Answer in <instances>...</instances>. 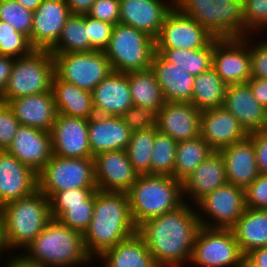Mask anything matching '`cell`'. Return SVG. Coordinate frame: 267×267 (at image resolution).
<instances>
[{
  "instance_id": "1",
  "label": "cell",
  "mask_w": 267,
  "mask_h": 267,
  "mask_svg": "<svg viewBox=\"0 0 267 267\" xmlns=\"http://www.w3.org/2000/svg\"><path fill=\"white\" fill-rule=\"evenodd\" d=\"M200 228L196 206L184 202L173 211L147 219L137 232L158 267H186Z\"/></svg>"
},
{
  "instance_id": "2",
  "label": "cell",
  "mask_w": 267,
  "mask_h": 267,
  "mask_svg": "<svg viewBox=\"0 0 267 267\" xmlns=\"http://www.w3.org/2000/svg\"><path fill=\"white\" fill-rule=\"evenodd\" d=\"M137 232L126 192H95L94 214L83 234L88 255L95 261L104 251Z\"/></svg>"
},
{
  "instance_id": "3",
  "label": "cell",
  "mask_w": 267,
  "mask_h": 267,
  "mask_svg": "<svg viewBox=\"0 0 267 267\" xmlns=\"http://www.w3.org/2000/svg\"><path fill=\"white\" fill-rule=\"evenodd\" d=\"M17 256L36 267H86L93 259L86 252L83 234L52 219Z\"/></svg>"
},
{
  "instance_id": "4",
  "label": "cell",
  "mask_w": 267,
  "mask_h": 267,
  "mask_svg": "<svg viewBox=\"0 0 267 267\" xmlns=\"http://www.w3.org/2000/svg\"><path fill=\"white\" fill-rule=\"evenodd\" d=\"M4 243L12 256L24 250L52 220L49 198L39 189L0 208ZM15 253V254H14Z\"/></svg>"
},
{
  "instance_id": "5",
  "label": "cell",
  "mask_w": 267,
  "mask_h": 267,
  "mask_svg": "<svg viewBox=\"0 0 267 267\" xmlns=\"http://www.w3.org/2000/svg\"><path fill=\"white\" fill-rule=\"evenodd\" d=\"M134 224L177 209L184 203L182 182L168 175H138L126 192Z\"/></svg>"
},
{
  "instance_id": "6",
  "label": "cell",
  "mask_w": 267,
  "mask_h": 267,
  "mask_svg": "<svg viewBox=\"0 0 267 267\" xmlns=\"http://www.w3.org/2000/svg\"><path fill=\"white\" fill-rule=\"evenodd\" d=\"M175 6L217 39L244 37L241 0H175Z\"/></svg>"
},
{
  "instance_id": "7",
  "label": "cell",
  "mask_w": 267,
  "mask_h": 267,
  "mask_svg": "<svg viewBox=\"0 0 267 267\" xmlns=\"http://www.w3.org/2000/svg\"><path fill=\"white\" fill-rule=\"evenodd\" d=\"M54 75V58L49 50L34 49L26 56L15 58L0 102L6 104L19 97L49 92Z\"/></svg>"
},
{
  "instance_id": "8",
  "label": "cell",
  "mask_w": 267,
  "mask_h": 267,
  "mask_svg": "<svg viewBox=\"0 0 267 267\" xmlns=\"http://www.w3.org/2000/svg\"><path fill=\"white\" fill-rule=\"evenodd\" d=\"M104 52L115 72L144 71L151 69L155 40L141 30L118 23Z\"/></svg>"
},
{
  "instance_id": "9",
  "label": "cell",
  "mask_w": 267,
  "mask_h": 267,
  "mask_svg": "<svg viewBox=\"0 0 267 267\" xmlns=\"http://www.w3.org/2000/svg\"><path fill=\"white\" fill-rule=\"evenodd\" d=\"M97 188L94 157L63 158L52 155L38 173V189L49 199L57 192Z\"/></svg>"
},
{
  "instance_id": "10",
  "label": "cell",
  "mask_w": 267,
  "mask_h": 267,
  "mask_svg": "<svg viewBox=\"0 0 267 267\" xmlns=\"http://www.w3.org/2000/svg\"><path fill=\"white\" fill-rule=\"evenodd\" d=\"M244 258L231 229L201 226L189 262L194 267H244Z\"/></svg>"
},
{
  "instance_id": "11",
  "label": "cell",
  "mask_w": 267,
  "mask_h": 267,
  "mask_svg": "<svg viewBox=\"0 0 267 267\" xmlns=\"http://www.w3.org/2000/svg\"><path fill=\"white\" fill-rule=\"evenodd\" d=\"M51 54L59 79L90 92L113 72L104 51Z\"/></svg>"
},
{
  "instance_id": "12",
  "label": "cell",
  "mask_w": 267,
  "mask_h": 267,
  "mask_svg": "<svg viewBox=\"0 0 267 267\" xmlns=\"http://www.w3.org/2000/svg\"><path fill=\"white\" fill-rule=\"evenodd\" d=\"M195 206L201 226L231 229L246 208L245 189L227 183L207 194Z\"/></svg>"
},
{
  "instance_id": "13",
  "label": "cell",
  "mask_w": 267,
  "mask_h": 267,
  "mask_svg": "<svg viewBox=\"0 0 267 267\" xmlns=\"http://www.w3.org/2000/svg\"><path fill=\"white\" fill-rule=\"evenodd\" d=\"M212 68L228 86L251 79L250 35L213 40Z\"/></svg>"
},
{
  "instance_id": "14",
  "label": "cell",
  "mask_w": 267,
  "mask_h": 267,
  "mask_svg": "<svg viewBox=\"0 0 267 267\" xmlns=\"http://www.w3.org/2000/svg\"><path fill=\"white\" fill-rule=\"evenodd\" d=\"M214 39L196 20L174 6L164 19L160 34L155 39V48L199 50Z\"/></svg>"
},
{
  "instance_id": "15",
  "label": "cell",
  "mask_w": 267,
  "mask_h": 267,
  "mask_svg": "<svg viewBox=\"0 0 267 267\" xmlns=\"http://www.w3.org/2000/svg\"><path fill=\"white\" fill-rule=\"evenodd\" d=\"M89 120L57 113L51 133L52 153L63 158L93 157L88 135Z\"/></svg>"
},
{
  "instance_id": "16",
  "label": "cell",
  "mask_w": 267,
  "mask_h": 267,
  "mask_svg": "<svg viewBox=\"0 0 267 267\" xmlns=\"http://www.w3.org/2000/svg\"><path fill=\"white\" fill-rule=\"evenodd\" d=\"M97 189L127 192L138 177L126 150L101 152L94 156Z\"/></svg>"
},
{
  "instance_id": "17",
  "label": "cell",
  "mask_w": 267,
  "mask_h": 267,
  "mask_svg": "<svg viewBox=\"0 0 267 267\" xmlns=\"http://www.w3.org/2000/svg\"><path fill=\"white\" fill-rule=\"evenodd\" d=\"M119 23L158 37L166 15L175 6V0H119Z\"/></svg>"
},
{
  "instance_id": "18",
  "label": "cell",
  "mask_w": 267,
  "mask_h": 267,
  "mask_svg": "<svg viewBox=\"0 0 267 267\" xmlns=\"http://www.w3.org/2000/svg\"><path fill=\"white\" fill-rule=\"evenodd\" d=\"M70 15L66 0H44L33 14L31 46L50 50L61 36Z\"/></svg>"
},
{
  "instance_id": "19",
  "label": "cell",
  "mask_w": 267,
  "mask_h": 267,
  "mask_svg": "<svg viewBox=\"0 0 267 267\" xmlns=\"http://www.w3.org/2000/svg\"><path fill=\"white\" fill-rule=\"evenodd\" d=\"M227 183L223 156L213 151L182 181L184 202L195 206L207 194Z\"/></svg>"
},
{
  "instance_id": "20",
  "label": "cell",
  "mask_w": 267,
  "mask_h": 267,
  "mask_svg": "<svg viewBox=\"0 0 267 267\" xmlns=\"http://www.w3.org/2000/svg\"><path fill=\"white\" fill-rule=\"evenodd\" d=\"M6 152L38 174L53 155L51 133L20 125Z\"/></svg>"
},
{
  "instance_id": "21",
  "label": "cell",
  "mask_w": 267,
  "mask_h": 267,
  "mask_svg": "<svg viewBox=\"0 0 267 267\" xmlns=\"http://www.w3.org/2000/svg\"><path fill=\"white\" fill-rule=\"evenodd\" d=\"M156 128L176 142L197 138L201 130V111L190 102H165L159 110Z\"/></svg>"
},
{
  "instance_id": "22",
  "label": "cell",
  "mask_w": 267,
  "mask_h": 267,
  "mask_svg": "<svg viewBox=\"0 0 267 267\" xmlns=\"http://www.w3.org/2000/svg\"><path fill=\"white\" fill-rule=\"evenodd\" d=\"M38 189V174L16 157L0 151V208Z\"/></svg>"
},
{
  "instance_id": "23",
  "label": "cell",
  "mask_w": 267,
  "mask_h": 267,
  "mask_svg": "<svg viewBox=\"0 0 267 267\" xmlns=\"http://www.w3.org/2000/svg\"><path fill=\"white\" fill-rule=\"evenodd\" d=\"M223 107L247 133L267 129V110L254 98L248 83L228 85Z\"/></svg>"
},
{
  "instance_id": "24",
  "label": "cell",
  "mask_w": 267,
  "mask_h": 267,
  "mask_svg": "<svg viewBox=\"0 0 267 267\" xmlns=\"http://www.w3.org/2000/svg\"><path fill=\"white\" fill-rule=\"evenodd\" d=\"M200 136L214 151L244 140L248 133L224 107L201 111Z\"/></svg>"
},
{
  "instance_id": "25",
  "label": "cell",
  "mask_w": 267,
  "mask_h": 267,
  "mask_svg": "<svg viewBox=\"0 0 267 267\" xmlns=\"http://www.w3.org/2000/svg\"><path fill=\"white\" fill-rule=\"evenodd\" d=\"M96 115L121 116L133 106L127 73L113 71L92 91Z\"/></svg>"
},
{
  "instance_id": "26",
  "label": "cell",
  "mask_w": 267,
  "mask_h": 267,
  "mask_svg": "<svg viewBox=\"0 0 267 267\" xmlns=\"http://www.w3.org/2000/svg\"><path fill=\"white\" fill-rule=\"evenodd\" d=\"M131 133L121 116L95 114L88 123L92 156L106 151L126 150Z\"/></svg>"
},
{
  "instance_id": "27",
  "label": "cell",
  "mask_w": 267,
  "mask_h": 267,
  "mask_svg": "<svg viewBox=\"0 0 267 267\" xmlns=\"http://www.w3.org/2000/svg\"><path fill=\"white\" fill-rule=\"evenodd\" d=\"M219 152L225 161L229 184L245 189L259 176L255 149L249 136L222 148Z\"/></svg>"
},
{
  "instance_id": "28",
  "label": "cell",
  "mask_w": 267,
  "mask_h": 267,
  "mask_svg": "<svg viewBox=\"0 0 267 267\" xmlns=\"http://www.w3.org/2000/svg\"><path fill=\"white\" fill-rule=\"evenodd\" d=\"M151 70L155 73L165 102H191L195 76L155 52Z\"/></svg>"
},
{
  "instance_id": "29",
  "label": "cell",
  "mask_w": 267,
  "mask_h": 267,
  "mask_svg": "<svg viewBox=\"0 0 267 267\" xmlns=\"http://www.w3.org/2000/svg\"><path fill=\"white\" fill-rule=\"evenodd\" d=\"M21 125L50 132L56 119L57 110L53 93H40L19 97L6 103Z\"/></svg>"
},
{
  "instance_id": "30",
  "label": "cell",
  "mask_w": 267,
  "mask_h": 267,
  "mask_svg": "<svg viewBox=\"0 0 267 267\" xmlns=\"http://www.w3.org/2000/svg\"><path fill=\"white\" fill-rule=\"evenodd\" d=\"M98 260L100 267H158L138 232L104 251L95 262Z\"/></svg>"
},
{
  "instance_id": "31",
  "label": "cell",
  "mask_w": 267,
  "mask_h": 267,
  "mask_svg": "<svg viewBox=\"0 0 267 267\" xmlns=\"http://www.w3.org/2000/svg\"><path fill=\"white\" fill-rule=\"evenodd\" d=\"M51 91L57 113L89 120L95 115L92 92L53 76Z\"/></svg>"
},
{
  "instance_id": "32",
  "label": "cell",
  "mask_w": 267,
  "mask_h": 267,
  "mask_svg": "<svg viewBox=\"0 0 267 267\" xmlns=\"http://www.w3.org/2000/svg\"><path fill=\"white\" fill-rule=\"evenodd\" d=\"M242 254L267 247V209L245 208L231 228Z\"/></svg>"
},
{
  "instance_id": "33",
  "label": "cell",
  "mask_w": 267,
  "mask_h": 267,
  "mask_svg": "<svg viewBox=\"0 0 267 267\" xmlns=\"http://www.w3.org/2000/svg\"><path fill=\"white\" fill-rule=\"evenodd\" d=\"M227 85L211 67L195 76L191 102L198 110L223 107Z\"/></svg>"
},
{
  "instance_id": "34",
  "label": "cell",
  "mask_w": 267,
  "mask_h": 267,
  "mask_svg": "<svg viewBox=\"0 0 267 267\" xmlns=\"http://www.w3.org/2000/svg\"><path fill=\"white\" fill-rule=\"evenodd\" d=\"M131 89L132 102L135 106L160 110L165 101L155 73L151 70L127 73Z\"/></svg>"
},
{
  "instance_id": "35",
  "label": "cell",
  "mask_w": 267,
  "mask_h": 267,
  "mask_svg": "<svg viewBox=\"0 0 267 267\" xmlns=\"http://www.w3.org/2000/svg\"><path fill=\"white\" fill-rule=\"evenodd\" d=\"M213 151L201 136L177 142L174 178L182 182Z\"/></svg>"
},
{
  "instance_id": "36",
  "label": "cell",
  "mask_w": 267,
  "mask_h": 267,
  "mask_svg": "<svg viewBox=\"0 0 267 267\" xmlns=\"http://www.w3.org/2000/svg\"><path fill=\"white\" fill-rule=\"evenodd\" d=\"M49 51L51 53L91 52L85 15L71 14L62 29L61 36Z\"/></svg>"
},
{
  "instance_id": "37",
  "label": "cell",
  "mask_w": 267,
  "mask_h": 267,
  "mask_svg": "<svg viewBox=\"0 0 267 267\" xmlns=\"http://www.w3.org/2000/svg\"><path fill=\"white\" fill-rule=\"evenodd\" d=\"M167 61L185 69L193 76L200 75L212 67L213 41L205 48L190 49H156Z\"/></svg>"
},
{
  "instance_id": "38",
  "label": "cell",
  "mask_w": 267,
  "mask_h": 267,
  "mask_svg": "<svg viewBox=\"0 0 267 267\" xmlns=\"http://www.w3.org/2000/svg\"><path fill=\"white\" fill-rule=\"evenodd\" d=\"M94 204L95 193L83 204L50 205L52 219L84 234L92 220Z\"/></svg>"
},
{
  "instance_id": "39",
  "label": "cell",
  "mask_w": 267,
  "mask_h": 267,
  "mask_svg": "<svg viewBox=\"0 0 267 267\" xmlns=\"http://www.w3.org/2000/svg\"><path fill=\"white\" fill-rule=\"evenodd\" d=\"M155 139V127L131 133L127 146L129 161L139 175H150L151 154Z\"/></svg>"
},
{
  "instance_id": "40",
  "label": "cell",
  "mask_w": 267,
  "mask_h": 267,
  "mask_svg": "<svg viewBox=\"0 0 267 267\" xmlns=\"http://www.w3.org/2000/svg\"><path fill=\"white\" fill-rule=\"evenodd\" d=\"M176 146L177 142L172 137L162 134L155 127L150 175H168L174 177Z\"/></svg>"
},
{
  "instance_id": "41",
  "label": "cell",
  "mask_w": 267,
  "mask_h": 267,
  "mask_svg": "<svg viewBox=\"0 0 267 267\" xmlns=\"http://www.w3.org/2000/svg\"><path fill=\"white\" fill-rule=\"evenodd\" d=\"M33 50L26 35L9 23L0 21V55L18 58L30 54Z\"/></svg>"
},
{
  "instance_id": "42",
  "label": "cell",
  "mask_w": 267,
  "mask_h": 267,
  "mask_svg": "<svg viewBox=\"0 0 267 267\" xmlns=\"http://www.w3.org/2000/svg\"><path fill=\"white\" fill-rule=\"evenodd\" d=\"M34 11L24 8L15 0H0V21H5L17 31L29 38L31 44V32Z\"/></svg>"
},
{
  "instance_id": "43",
  "label": "cell",
  "mask_w": 267,
  "mask_h": 267,
  "mask_svg": "<svg viewBox=\"0 0 267 267\" xmlns=\"http://www.w3.org/2000/svg\"><path fill=\"white\" fill-rule=\"evenodd\" d=\"M244 37L267 33V0H245L242 2Z\"/></svg>"
},
{
  "instance_id": "44",
  "label": "cell",
  "mask_w": 267,
  "mask_h": 267,
  "mask_svg": "<svg viewBox=\"0 0 267 267\" xmlns=\"http://www.w3.org/2000/svg\"><path fill=\"white\" fill-rule=\"evenodd\" d=\"M159 111L152 108L131 106L121 117L131 132L157 127Z\"/></svg>"
},
{
  "instance_id": "45",
  "label": "cell",
  "mask_w": 267,
  "mask_h": 267,
  "mask_svg": "<svg viewBox=\"0 0 267 267\" xmlns=\"http://www.w3.org/2000/svg\"><path fill=\"white\" fill-rule=\"evenodd\" d=\"M91 51H105L109 45L114 25L85 15Z\"/></svg>"
},
{
  "instance_id": "46",
  "label": "cell",
  "mask_w": 267,
  "mask_h": 267,
  "mask_svg": "<svg viewBox=\"0 0 267 267\" xmlns=\"http://www.w3.org/2000/svg\"><path fill=\"white\" fill-rule=\"evenodd\" d=\"M256 36L261 34L250 35L251 78L267 79V34H262L263 39Z\"/></svg>"
},
{
  "instance_id": "47",
  "label": "cell",
  "mask_w": 267,
  "mask_h": 267,
  "mask_svg": "<svg viewBox=\"0 0 267 267\" xmlns=\"http://www.w3.org/2000/svg\"><path fill=\"white\" fill-rule=\"evenodd\" d=\"M20 125L9 106L0 102V151L9 148Z\"/></svg>"
},
{
  "instance_id": "48",
  "label": "cell",
  "mask_w": 267,
  "mask_h": 267,
  "mask_svg": "<svg viewBox=\"0 0 267 267\" xmlns=\"http://www.w3.org/2000/svg\"><path fill=\"white\" fill-rule=\"evenodd\" d=\"M245 206L253 209H267V174H259L245 188Z\"/></svg>"
},
{
  "instance_id": "49",
  "label": "cell",
  "mask_w": 267,
  "mask_h": 267,
  "mask_svg": "<svg viewBox=\"0 0 267 267\" xmlns=\"http://www.w3.org/2000/svg\"><path fill=\"white\" fill-rule=\"evenodd\" d=\"M87 15L102 22L116 25L119 23L120 17V1L96 0Z\"/></svg>"
},
{
  "instance_id": "50",
  "label": "cell",
  "mask_w": 267,
  "mask_h": 267,
  "mask_svg": "<svg viewBox=\"0 0 267 267\" xmlns=\"http://www.w3.org/2000/svg\"><path fill=\"white\" fill-rule=\"evenodd\" d=\"M98 189L97 188H76L55 193L50 199V205H76L83 204Z\"/></svg>"
},
{
  "instance_id": "51",
  "label": "cell",
  "mask_w": 267,
  "mask_h": 267,
  "mask_svg": "<svg viewBox=\"0 0 267 267\" xmlns=\"http://www.w3.org/2000/svg\"><path fill=\"white\" fill-rule=\"evenodd\" d=\"M255 149L260 174H267V129L248 133Z\"/></svg>"
},
{
  "instance_id": "52",
  "label": "cell",
  "mask_w": 267,
  "mask_h": 267,
  "mask_svg": "<svg viewBox=\"0 0 267 267\" xmlns=\"http://www.w3.org/2000/svg\"><path fill=\"white\" fill-rule=\"evenodd\" d=\"M247 83L254 98L267 110V79L251 78Z\"/></svg>"
},
{
  "instance_id": "53",
  "label": "cell",
  "mask_w": 267,
  "mask_h": 267,
  "mask_svg": "<svg viewBox=\"0 0 267 267\" xmlns=\"http://www.w3.org/2000/svg\"><path fill=\"white\" fill-rule=\"evenodd\" d=\"M244 267H267V247L257 248L246 254Z\"/></svg>"
},
{
  "instance_id": "54",
  "label": "cell",
  "mask_w": 267,
  "mask_h": 267,
  "mask_svg": "<svg viewBox=\"0 0 267 267\" xmlns=\"http://www.w3.org/2000/svg\"><path fill=\"white\" fill-rule=\"evenodd\" d=\"M14 62L15 58L0 55V97L4 92L5 86L11 75Z\"/></svg>"
},
{
  "instance_id": "55",
  "label": "cell",
  "mask_w": 267,
  "mask_h": 267,
  "mask_svg": "<svg viewBox=\"0 0 267 267\" xmlns=\"http://www.w3.org/2000/svg\"><path fill=\"white\" fill-rule=\"evenodd\" d=\"M71 14L87 15L96 0H66Z\"/></svg>"
},
{
  "instance_id": "56",
  "label": "cell",
  "mask_w": 267,
  "mask_h": 267,
  "mask_svg": "<svg viewBox=\"0 0 267 267\" xmlns=\"http://www.w3.org/2000/svg\"><path fill=\"white\" fill-rule=\"evenodd\" d=\"M5 253L8 254L9 256L8 255L5 256ZM10 254L11 253L8 252V250H7L6 246H5V243H4V236H3V218H2V215H1V212H0V261L1 262L4 261V260L6 261L7 259H9V257H12ZM6 257H7V259H6Z\"/></svg>"
},
{
  "instance_id": "57",
  "label": "cell",
  "mask_w": 267,
  "mask_h": 267,
  "mask_svg": "<svg viewBox=\"0 0 267 267\" xmlns=\"http://www.w3.org/2000/svg\"><path fill=\"white\" fill-rule=\"evenodd\" d=\"M3 263H5L3 264L5 267H36L25 264L18 256H12Z\"/></svg>"
},
{
  "instance_id": "58",
  "label": "cell",
  "mask_w": 267,
  "mask_h": 267,
  "mask_svg": "<svg viewBox=\"0 0 267 267\" xmlns=\"http://www.w3.org/2000/svg\"><path fill=\"white\" fill-rule=\"evenodd\" d=\"M20 3L24 8L29 10L35 11L37 7L44 1V0H15Z\"/></svg>"
}]
</instances>
